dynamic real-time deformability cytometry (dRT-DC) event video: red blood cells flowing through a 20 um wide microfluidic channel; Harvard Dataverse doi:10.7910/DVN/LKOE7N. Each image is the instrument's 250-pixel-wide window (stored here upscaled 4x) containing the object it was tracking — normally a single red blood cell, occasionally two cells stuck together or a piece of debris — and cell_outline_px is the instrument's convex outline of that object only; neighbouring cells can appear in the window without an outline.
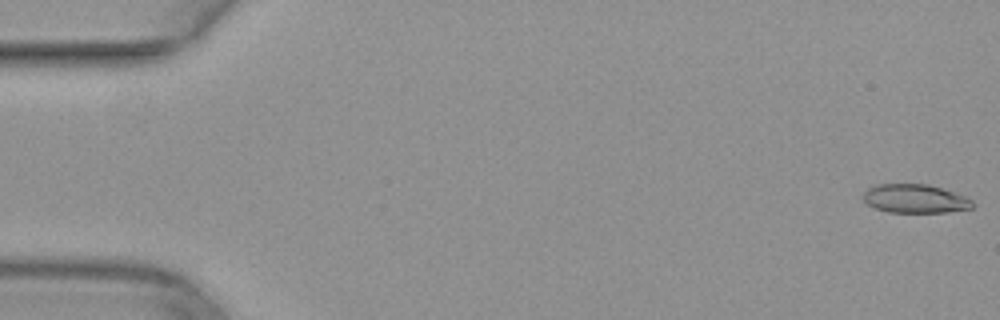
{"species": "common noctule bat (a hibernating species)", "species_latin": "Nyctalus noctula", "temperature_condition": "warm", "stored_images_in_passage": 50, "camera_frame_rate_fps": 3000, "um_per_image_px": 0.085, "animal": {"sex": "female", "body_mass_g": 29.2, "forearm_length_mm": 56.3}, "frame": {"image": 1, "passage_image": 1, "time_ms": 0.0, "image_size_px": [1000, 320], "cell_outline_px": [[972, 208], [948, 212], [888, 212], [876, 208], [868, 204], [864, 200], [864, 192], [868, 188], [876, 184], [928, 184], [964, 196], [972, 200]], "centroid_in_image_um": [77.76, 16.88], "position_along_channel_um": 7.2, "area_um2": 18.03}}
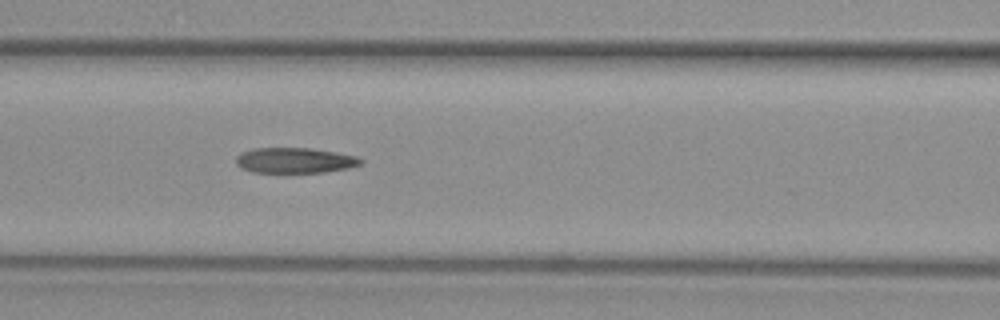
{"frame": {"image": 2, "passage_image": 22, "time_ms": 7.0, "image_size_px": [1000, 320], "cell_outline_px": [[364, 160], [360, 164], [348, 168], [324, 172], [252, 172], [240, 168], [236, 164], [236, 156], [252, 148], [308, 148], [356, 156]], "centroid_in_image_um": [25.02, 13.64], "position_along_channel_um": 141.6, "area_um2": 18.26}}
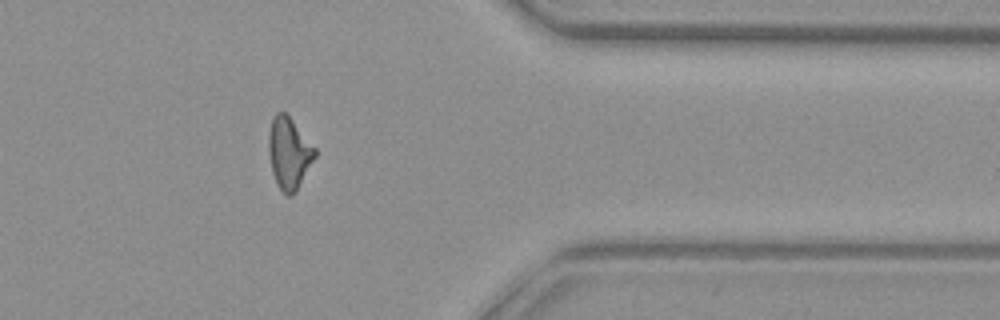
{"frame": {"image": 3, "passage_image": 41, "time_ms": 13.333, "image_size_px": [1000, 320], "cell_outline_px": [[316, 156], [292, 196], [288, 196], [276, 184], [272, 172], [268, 152], [268, 132], [272, 116], [276, 112], [284, 112], [292, 120], [316, 148]], "centroid_in_image_um": [24.54, 12.98], "position_along_channel_um": 386.9, "area_um2": 19.19}}